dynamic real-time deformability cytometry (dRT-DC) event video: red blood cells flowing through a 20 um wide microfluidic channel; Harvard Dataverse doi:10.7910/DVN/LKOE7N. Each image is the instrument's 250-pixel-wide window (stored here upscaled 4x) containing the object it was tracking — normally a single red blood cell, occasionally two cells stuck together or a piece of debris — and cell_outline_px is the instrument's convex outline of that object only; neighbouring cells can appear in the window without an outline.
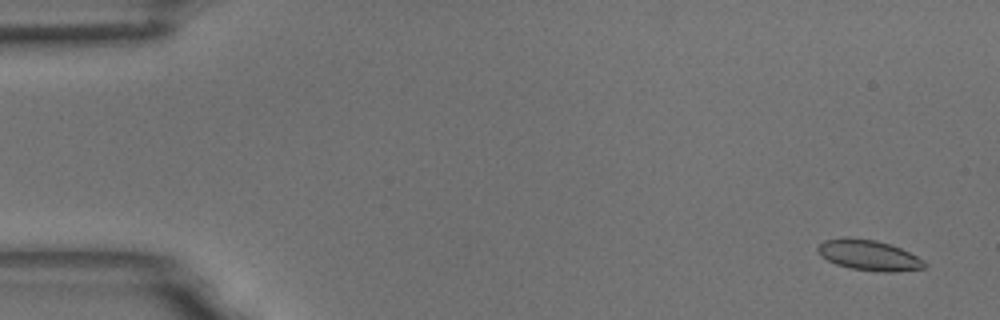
{"species": "common noctule bat (a hibernating species)", "species_latin": "Nyctalus noctula", "temperature_condition": "room temperature", "stored_images_in_passage": 57, "camera_frame_rate_fps": 3000, "um_per_image_px": 0.085, "animal": {"sex": "male", "body_mass_g": 18.8}, "frame": {"image": 1, "passage_image": 3, "time_ms": 0.667, "image_size_px": [1000, 320], "cell_outline_px": [[928, 264], [924, 268], [896, 272], [880, 272], [852, 268], [836, 264], [820, 256], [816, 248], [824, 240], [844, 236], [848, 236], [876, 240], [892, 244], [924, 260]], "centroid_in_image_um": [73.84, 21.68], "position_along_channel_um": 11.2, "area_um2": 19.19}}
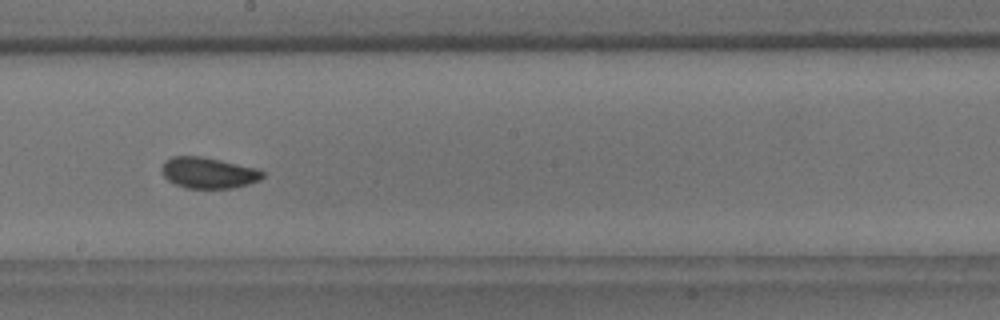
{"frame": {"image": 2, "passage_image": 32, "time_ms": 10.333, "image_size_px": [1000, 320], "cell_outline_px": [[264, 176], [260, 180], [248, 184], [232, 188], [188, 188], [176, 184], [168, 180], [164, 176], [160, 168], [164, 160], [172, 156], [204, 156], [256, 168], [264, 172]], "centroid_in_image_um": [17.7, 14.67], "position_along_channel_um": 230.5, "area_um2": 18.32}}
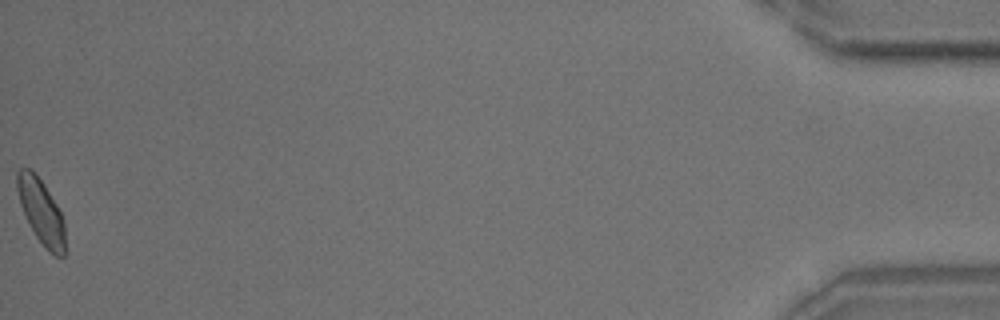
{"frame": {"image": 3, "passage_image": 57, "time_ms": 18.667, "image_size_px": [1000, 320], "cell_outline_px": [[64, 256], [56, 256], [48, 252], [36, 236], [20, 204], [16, 188], [16, 172], [20, 168], [32, 168], [44, 184], [56, 204], [64, 220]], "centroid_in_image_um": [3.48, 17.94], "position_along_channel_um": 431.7, "area_um2": 17.92}, "authors_computed_cell_mechanics": {"area_um2": 18.4382, "velocity_mm_per_s": 3.6014, "shape_relaxation_time_tau1_ms": 4.0021, "shape_relaxation_time_tau2_ms": 0.757, "deformation_change_tau1": 0.0905, "deformation_change_tau2": 0.0566}}